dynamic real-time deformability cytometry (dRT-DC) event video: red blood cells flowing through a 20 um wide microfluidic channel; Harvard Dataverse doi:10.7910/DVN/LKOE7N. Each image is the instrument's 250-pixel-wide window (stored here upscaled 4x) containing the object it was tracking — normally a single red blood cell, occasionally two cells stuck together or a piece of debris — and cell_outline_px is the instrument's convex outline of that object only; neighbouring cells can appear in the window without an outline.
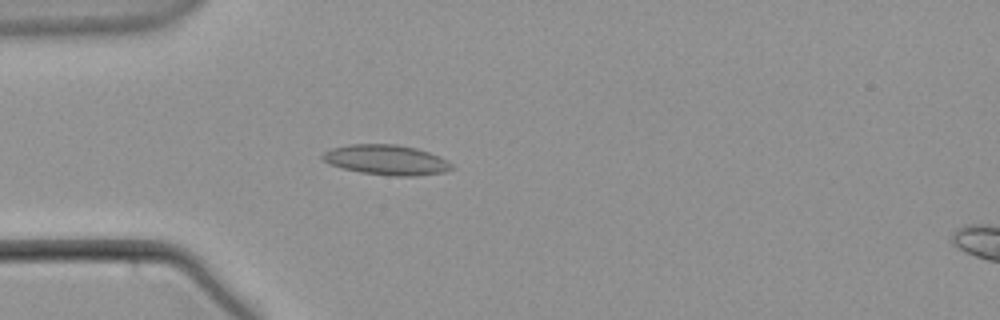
{"species": "common noctule bat (a hibernating species)", "species_latin": "Nyctalus noctula", "temperature_condition": "warm", "stored_images_in_passage": 49, "camera_frame_rate_fps": 3000, "um_per_image_px": 0.085, "animal": {"sex": "male", "body_mass_g": 21.5, "forearm_length_mm": 52.0}, "frame": {"image": 1, "passage_image": 8, "time_ms": 2.333, "image_size_px": [1000, 320], "cell_outline_px": [[456, 168], [444, 172], [416, 176], [388, 176], [360, 172], [340, 168], [328, 164], [320, 156], [324, 152], [332, 148], [348, 144], [396, 144], [416, 148], [440, 156], [448, 160]], "centroid_in_image_um": [32.85, 13.6], "position_along_channel_um": 52.2, "area_um2": 22.95}}
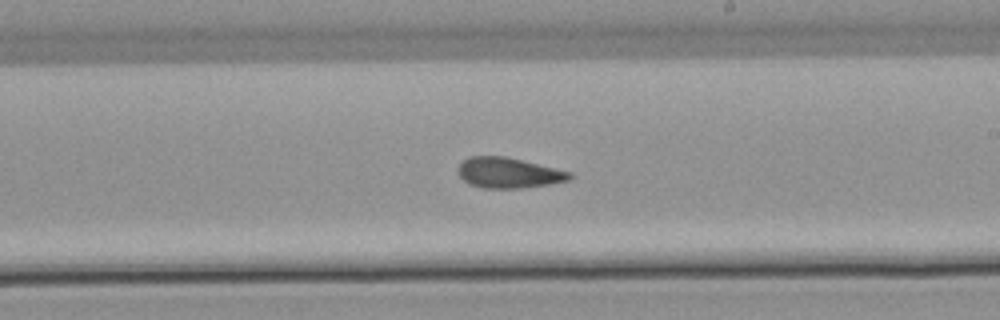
{"frame": {"image": 2, "passage_image": 25, "time_ms": 8.0, "image_size_px": [1000, 320], "cell_outline_px": [[572, 176], [568, 180], [548, 184], [520, 188], [484, 188], [468, 184], [460, 176], [460, 164], [468, 156], [504, 156], [572, 172]], "centroid_in_image_um": [43.22, 14.69], "position_along_channel_um": 245.8, "area_um2": 19.48}}
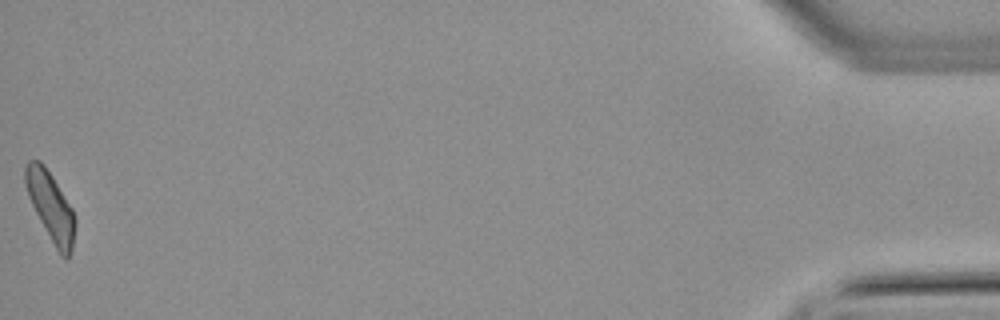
{"frame": {"image": 3, "passage_image": 49, "time_ms": 16.0, "image_size_px": [1000, 320], "cell_outline_px": [[76, 224], [72, 248], [68, 260], [64, 260], [60, 256], [40, 220], [28, 196], [24, 184], [24, 168], [28, 160], [40, 160], [44, 164], [52, 176], [72, 208], [76, 220]], "centroid_in_image_um": [4.31, 17.56], "position_along_channel_um": 430.9, "area_um2": 20.0}}